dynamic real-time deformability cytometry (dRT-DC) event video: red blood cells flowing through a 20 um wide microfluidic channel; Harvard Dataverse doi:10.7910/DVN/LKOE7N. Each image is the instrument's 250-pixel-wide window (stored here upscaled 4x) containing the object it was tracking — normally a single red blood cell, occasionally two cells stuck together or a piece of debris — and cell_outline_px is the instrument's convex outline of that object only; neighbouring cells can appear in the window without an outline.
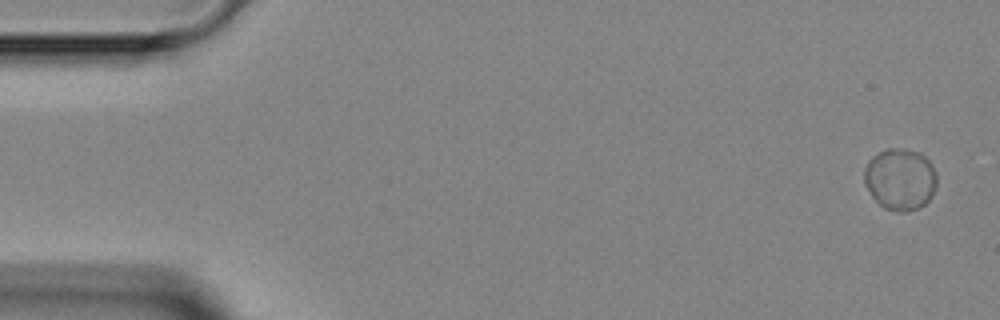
{"species": "Egyptian fruit bat (a non-hibernating species)", "species_latin": "Rousettus aegyptiacus", "temperature_condition": "room temperature", "stored_images_in_passage": 6, "camera_frame_rate_fps": 3000, "um_per_image_px": 0.085, "animal": {"sex": "female"}, "frame": {"image": 1, "passage_image": 1, "time_ms": 0.0, "image_size_px": [1000, 320], "cell_outline_px": [[936, 188], [932, 196], [924, 204], [908, 212], [896, 212], [884, 208], [872, 196], [864, 184], [864, 168], [868, 160], [872, 156], [888, 148], [900, 148], [920, 152], [932, 164], [936, 172]], "centroid_in_image_um": [76.51, 15.23], "position_along_channel_um": 8.5, "area_um2": 26.3}}
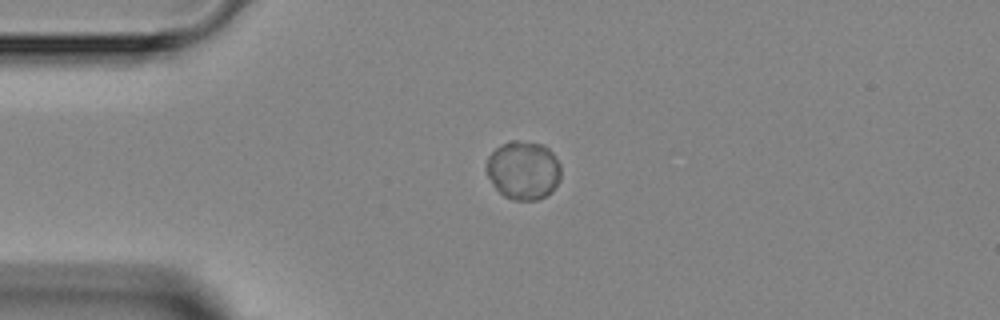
{"frame": {"image": 2, "passage_image": 4, "time_ms": 3.333, "image_size_px": [1000, 320], "cell_outline_px": [[560, 180], [552, 192], [536, 200], [512, 200], [504, 196], [496, 188], [488, 176], [488, 156], [500, 144], [512, 140], [516, 140], [540, 144], [548, 148], [552, 152], [560, 164]], "centroid_in_image_um": [44.51, 14.47], "position_along_channel_um": 40.5, "area_um2": 25.26}}
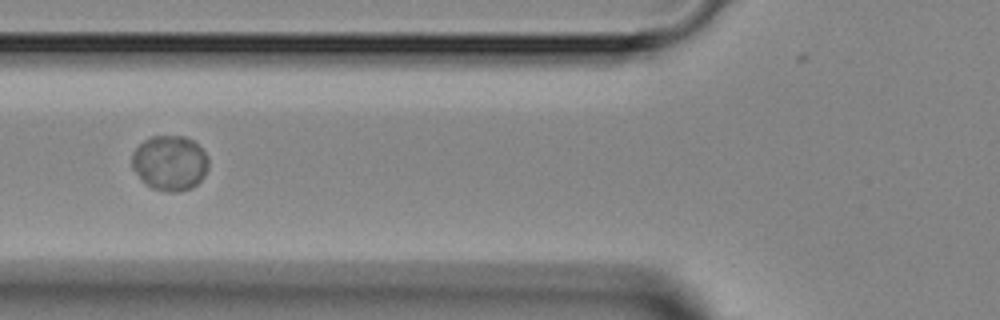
{"frame": {"image": 3, "passage_image": 6, "time_ms": 5.667, "image_size_px": [1000, 320], "cell_outline_px": [[208, 168], [204, 176], [192, 188], [180, 192], [168, 192], [152, 188], [132, 168], [132, 152], [144, 140], [152, 136], [184, 136], [192, 140], [208, 156]], "centroid_in_image_um": [14.45, 13.85], "position_along_channel_um": 111.3, "area_um2": 24.39}}